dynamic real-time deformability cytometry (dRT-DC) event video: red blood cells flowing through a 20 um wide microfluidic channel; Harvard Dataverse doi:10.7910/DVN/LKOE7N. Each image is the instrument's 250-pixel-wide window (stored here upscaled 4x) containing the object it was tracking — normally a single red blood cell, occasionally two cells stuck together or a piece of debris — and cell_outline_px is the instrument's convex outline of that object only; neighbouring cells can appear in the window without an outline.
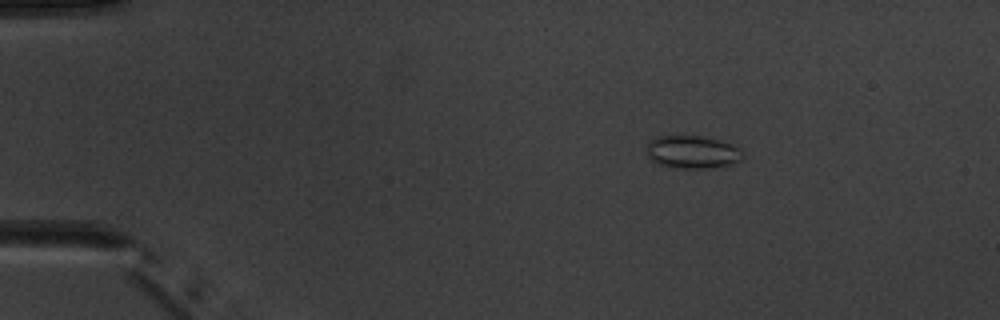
{"species": "common noctule bat (a hibernating species)", "species_latin": "Nyctalus noctula", "temperature_condition": "warm", "stored_images_in_passage": 4, "camera_frame_rate_fps": 3000, "um_per_image_px": 0.085, "animal": {"sex": "male", "body_mass_g": 20.1, "forearm_length_mm": 53.5}, "frame": {"image": 1, "passage_image": 2, "time_ms": 1.333, "image_size_px": [1000, 320], "cell_outline_px": [[744, 156], [740, 160], [732, 164], [712, 168], [680, 168], [656, 164], [648, 156], [648, 140], [656, 136], [700, 136], [720, 140], [740, 148]], "centroid_in_image_um": [58.85, 12.92], "position_along_channel_um": 26.1, "area_um2": 18.44}}